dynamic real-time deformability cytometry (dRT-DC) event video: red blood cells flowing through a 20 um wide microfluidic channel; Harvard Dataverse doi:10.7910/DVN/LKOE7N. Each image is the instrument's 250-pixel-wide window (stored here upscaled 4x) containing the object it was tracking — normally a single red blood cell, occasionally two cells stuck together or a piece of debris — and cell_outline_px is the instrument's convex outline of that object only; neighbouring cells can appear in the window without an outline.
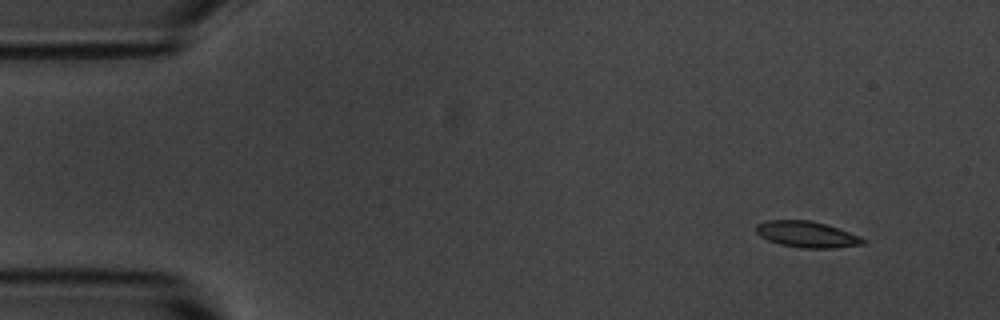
{"species": "common noctule bat (a hibernating species)", "species_latin": "Nyctalus noctula", "temperature_condition": "room temperature", "stored_images_in_passage": 4, "camera_frame_rate_fps": 3000, "um_per_image_px": 0.085, "animal": {"sex": "male", "body_mass_g": 20.1, "forearm_length_mm": 53.5}, "frame": {"image": 1, "passage_image": 1, "time_ms": 0.0, "image_size_px": [1000, 320], "cell_outline_px": [[868, 240], [864, 244], [832, 248], [804, 248], [780, 244], [768, 240], [760, 236], [756, 232], [756, 224], [768, 220], [808, 220], [824, 224], [860, 236]], "centroid_in_image_um": [68.57, 19.92], "position_along_channel_um": 16.4, "area_um2": 16.13}}
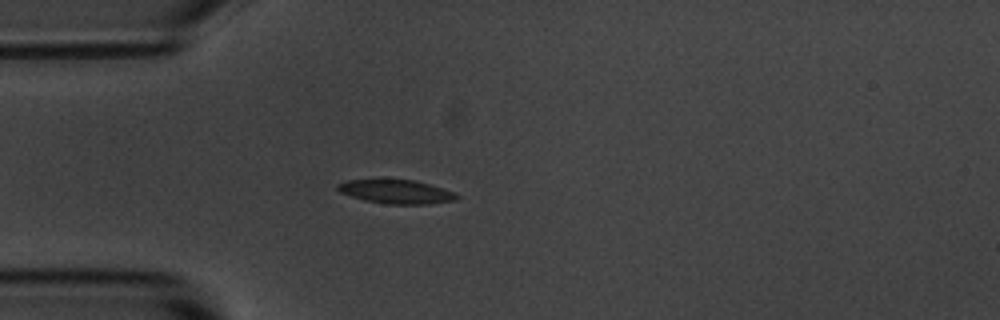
{"frame": {"image": 2, "passage_image": 4, "time_ms": 3.333, "image_size_px": [1000, 320], "cell_outline_px": [[460, 196], [456, 200], [428, 204], [384, 204], [364, 200], [340, 192], [336, 188], [336, 184], [348, 180], [384, 176], [412, 180], [428, 184], [456, 192]], "centroid_in_image_um": [33.63, 16.25], "position_along_channel_um": 51.4, "area_um2": 17.34}}